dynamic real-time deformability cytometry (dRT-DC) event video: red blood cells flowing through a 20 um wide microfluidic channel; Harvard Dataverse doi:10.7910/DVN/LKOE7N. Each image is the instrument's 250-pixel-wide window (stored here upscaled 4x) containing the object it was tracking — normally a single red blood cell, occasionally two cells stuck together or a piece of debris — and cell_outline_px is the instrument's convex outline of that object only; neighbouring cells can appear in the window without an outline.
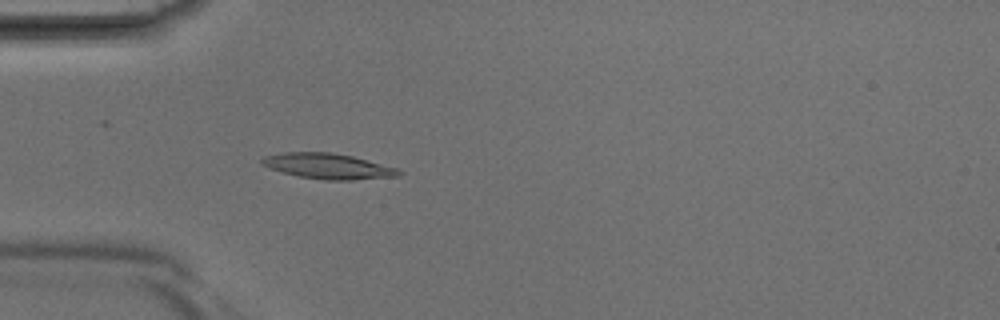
{"species": "Egyptian fruit bat (a non-hibernating species)", "species_latin": "Rousettus aegyptiacus", "temperature_condition": "room temperature", "stored_images_in_passage": 40, "camera_frame_rate_fps": 3000, "um_per_image_px": 0.085, "animal": {"sex": "male"}, "frame": {"image": 1, "passage_image": 11, "time_ms": 3.333, "image_size_px": [1000, 320], "cell_outline_px": [[404, 172], [400, 176], [352, 180], [324, 180], [300, 176], [284, 172], [260, 164], [260, 160], [264, 156], [284, 152], [328, 152], [352, 156], [396, 168]], "centroid_in_image_um": [27.9, 14.12], "position_along_channel_um": 57.1, "area_um2": 20.11}}
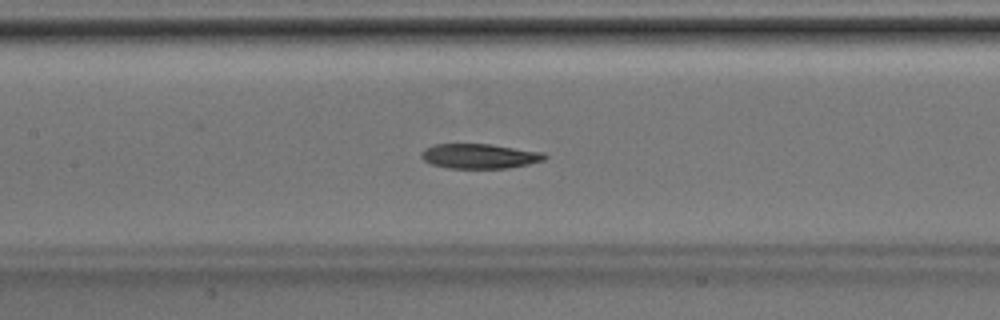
{"frame": {"image": 2, "passage_image": 18, "time_ms": 5.667, "image_size_px": [1000, 320], "cell_outline_px": [[548, 156], [544, 160], [528, 164], [508, 168], [448, 168], [432, 164], [424, 160], [420, 156], [420, 152], [424, 148], [432, 144], [488, 144], [544, 152]], "centroid_in_image_um": [40.74, 13.27], "position_along_channel_um": 166.7, "area_um2": 17.86}}
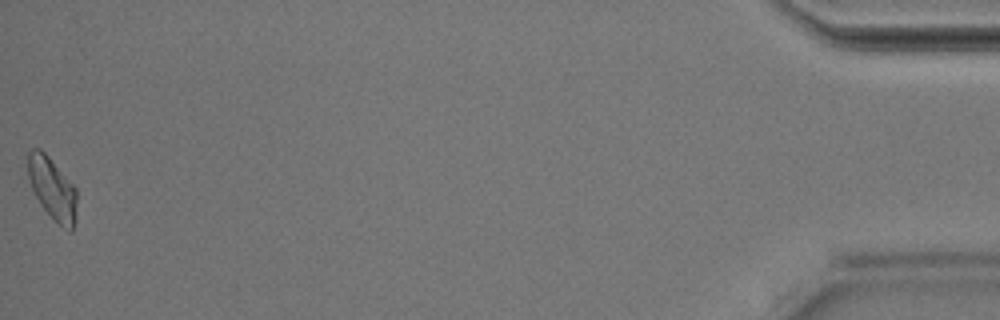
{"frame": {"image": 3, "passage_image": 40, "time_ms": 13.0, "image_size_px": [1000, 320], "cell_outline_px": [[76, 220], [72, 232], [68, 232], [40, 204], [32, 188], [28, 176], [28, 152], [32, 148], [40, 148], [48, 156], [76, 188]], "centroid_in_image_um": [4.46, 16.03], "position_along_channel_um": 430.7, "area_um2": 17.46}}